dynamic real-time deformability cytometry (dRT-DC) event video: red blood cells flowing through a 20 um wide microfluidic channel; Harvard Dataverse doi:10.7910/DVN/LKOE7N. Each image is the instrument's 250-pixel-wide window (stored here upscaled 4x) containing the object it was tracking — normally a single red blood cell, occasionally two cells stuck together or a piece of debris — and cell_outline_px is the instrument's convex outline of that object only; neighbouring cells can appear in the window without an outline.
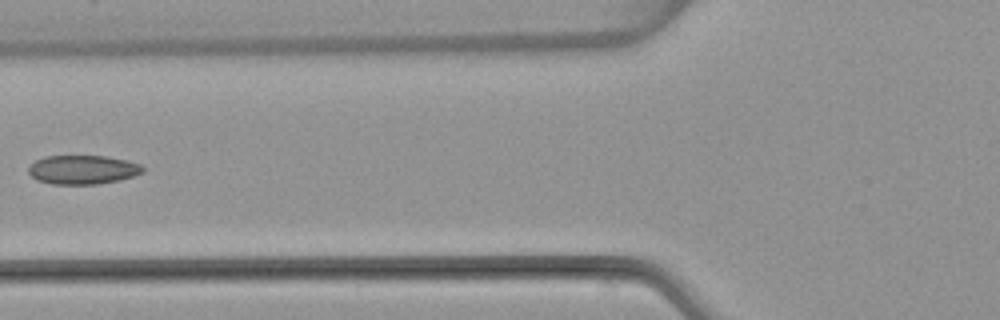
{"species": "common noctule bat (a hibernating species)", "species_latin": "Nyctalus noctula", "temperature_condition": "warm", "stored_images_in_passage": 6, "camera_frame_rate_fps": 3000, "um_per_image_px": 0.085, "animal": {"sex": "female", "body_mass_g": 22.7, "forearm_length_mm": 54.2}, "frame": {"image": 1, "passage_image": 6, "time_ms": 6.0, "image_size_px": [1000, 320], "cell_outline_px": [[144, 172], [120, 180], [96, 184], [52, 184], [36, 180], [28, 172], [28, 168], [36, 160], [44, 156], [104, 156], [124, 160], [140, 164], [144, 168]], "centroid_in_image_um": [7.01, 14.43], "position_along_channel_um": 118.8, "area_um2": 19.19}}